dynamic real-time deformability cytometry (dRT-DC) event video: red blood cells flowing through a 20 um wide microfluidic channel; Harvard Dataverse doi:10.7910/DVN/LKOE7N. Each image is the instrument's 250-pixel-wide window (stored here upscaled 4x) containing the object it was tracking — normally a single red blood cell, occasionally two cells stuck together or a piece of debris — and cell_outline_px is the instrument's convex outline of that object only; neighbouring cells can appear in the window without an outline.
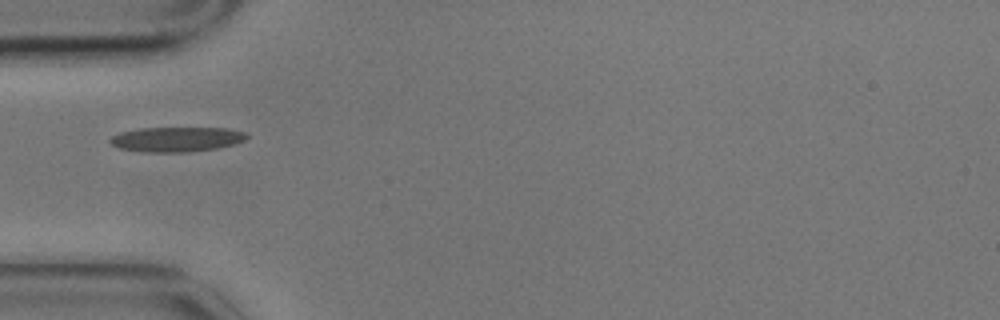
{"species": "common noctule bat (a hibernating species)", "species_latin": "Nyctalus noctula", "temperature_condition": "cold", "stored_images_in_passage": 6, "camera_frame_rate_fps": 3000, "um_per_image_px": 0.085, "animal": {"sex": "male", "body_mass_g": 17.9}, "frame": {"image": 1, "passage_image": 1, "time_ms": 0.0, "image_size_px": [1000, 320], "cell_outline_px": [[248, 136], [244, 140], [236, 144], [216, 148], [188, 152], [144, 152], [120, 148], [112, 144], [108, 140], [112, 136], [120, 132], [140, 128], [228, 128], [244, 132]], "centroid_in_image_um": [15.01, 11.84], "position_along_channel_um": 70.0, "area_um2": 19.71}}